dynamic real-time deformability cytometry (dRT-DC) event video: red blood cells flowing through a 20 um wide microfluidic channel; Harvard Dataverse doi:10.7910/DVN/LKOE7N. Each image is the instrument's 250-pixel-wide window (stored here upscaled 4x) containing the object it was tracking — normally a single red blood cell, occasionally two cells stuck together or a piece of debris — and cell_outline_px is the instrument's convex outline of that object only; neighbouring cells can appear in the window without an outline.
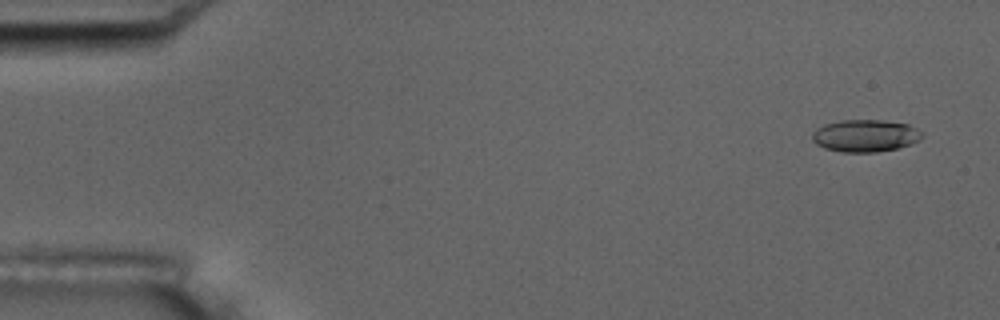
{"species": "common noctule bat (a hibernating species)", "species_latin": "Nyctalus noctula", "temperature_condition": "room temperature", "stored_images_in_passage": 5, "camera_frame_rate_fps": 3000, "um_per_image_px": 0.085, "animal": {"sex": "male", "body_mass_g": 17.5, "forearm_length_mm": 52.3}, "frame": {"image": 1, "passage_image": 1, "time_ms": 0.0, "image_size_px": [1000, 320], "cell_outline_px": [[924, 136], [920, 140], [912, 144], [896, 148], [876, 152], [840, 152], [824, 148], [816, 144], [812, 140], [812, 132], [816, 128], [824, 124], [840, 120], [884, 120], [908, 124], [916, 128]], "centroid_in_image_um": [73.53, 11.53], "position_along_channel_um": 11.5, "area_um2": 20.81}}
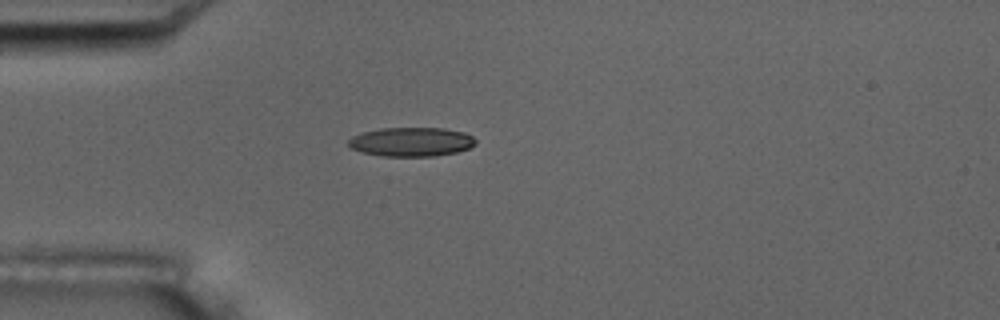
{"frame": {"image": 2, "passage_image": 4, "time_ms": 4.333, "image_size_px": [1000, 320], "cell_outline_px": [[476, 144], [468, 148], [456, 152], [436, 156], [380, 156], [364, 152], [352, 148], [348, 144], [348, 140], [352, 136], [360, 132], [380, 128], [444, 128], [464, 132], [472, 136], [476, 140]], "centroid_in_image_um": [34.96, 12.05], "position_along_channel_um": 50.0, "area_um2": 21.62}}